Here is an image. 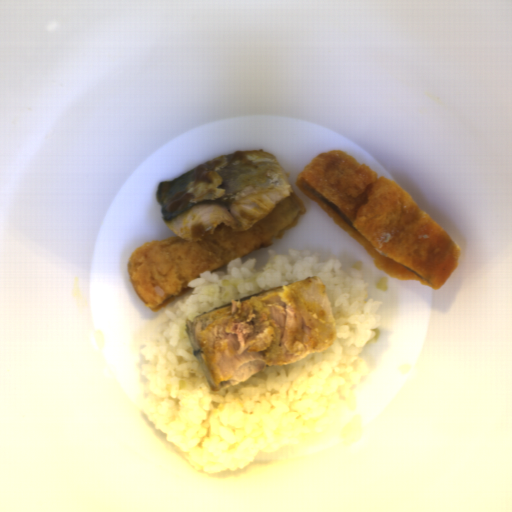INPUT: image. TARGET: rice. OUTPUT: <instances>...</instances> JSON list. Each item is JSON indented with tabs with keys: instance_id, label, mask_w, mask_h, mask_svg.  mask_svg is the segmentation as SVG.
Here are the masks:
<instances>
[{
	"instance_id": "1",
	"label": "rice",
	"mask_w": 512,
	"mask_h": 512,
	"mask_svg": "<svg viewBox=\"0 0 512 512\" xmlns=\"http://www.w3.org/2000/svg\"><path fill=\"white\" fill-rule=\"evenodd\" d=\"M308 276L326 285L335 321L332 347L211 390L186 319ZM381 315L360 267L337 257L318 260L312 249L269 250L261 267L241 256L198 273L142 334L139 412L191 468L212 476L334 451L359 430L356 390Z\"/></svg>"
}]
</instances>
